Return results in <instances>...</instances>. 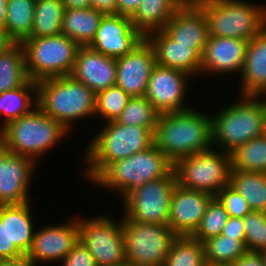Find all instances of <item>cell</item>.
<instances>
[{
	"mask_svg": "<svg viewBox=\"0 0 266 266\" xmlns=\"http://www.w3.org/2000/svg\"><path fill=\"white\" fill-rule=\"evenodd\" d=\"M79 240L93 256L97 266L126 263L122 219L115 223L109 215L79 219Z\"/></svg>",
	"mask_w": 266,
	"mask_h": 266,
	"instance_id": "12",
	"label": "cell"
},
{
	"mask_svg": "<svg viewBox=\"0 0 266 266\" xmlns=\"http://www.w3.org/2000/svg\"><path fill=\"white\" fill-rule=\"evenodd\" d=\"M16 42L9 36L5 29H0V54L11 49Z\"/></svg>",
	"mask_w": 266,
	"mask_h": 266,
	"instance_id": "46",
	"label": "cell"
},
{
	"mask_svg": "<svg viewBox=\"0 0 266 266\" xmlns=\"http://www.w3.org/2000/svg\"><path fill=\"white\" fill-rule=\"evenodd\" d=\"M60 122L38 106L0 129V145L6 150L36 161L69 133Z\"/></svg>",
	"mask_w": 266,
	"mask_h": 266,
	"instance_id": "4",
	"label": "cell"
},
{
	"mask_svg": "<svg viewBox=\"0 0 266 266\" xmlns=\"http://www.w3.org/2000/svg\"><path fill=\"white\" fill-rule=\"evenodd\" d=\"M241 95L212 116V145L231 153L239 145L266 133V97ZM259 98V99H258Z\"/></svg>",
	"mask_w": 266,
	"mask_h": 266,
	"instance_id": "3",
	"label": "cell"
},
{
	"mask_svg": "<svg viewBox=\"0 0 266 266\" xmlns=\"http://www.w3.org/2000/svg\"><path fill=\"white\" fill-rule=\"evenodd\" d=\"M215 197L224 206L229 217L243 218L252 211L248 201L230 185L224 186Z\"/></svg>",
	"mask_w": 266,
	"mask_h": 266,
	"instance_id": "39",
	"label": "cell"
},
{
	"mask_svg": "<svg viewBox=\"0 0 266 266\" xmlns=\"http://www.w3.org/2000/svg\"><path fill=\"white\" fill-rule=\"evenodd\" d=\"M22 45L25 51L28 79L35 82L71 75L80 47L62 33L28 38Z\"/></svg>",
	"mask_w": 266,
	"mask_h": 266,
	"instance_id": "8",
	"label": "cell"
},
{
	"mask_svg": "<svg viewBox=\"0 0 266 266\" xmlns=\"http://www.w3.org/2000/svg\"><path fill=\"white\" fill-rule=\"evenodd\" d=\"M173 162L153 144L148 149L109 164L92 182L117 190L122 199L148 181L166 176Z\"/></svg>",
	"mask_w": 266,
	"mask_h": 266,
	"instance_id": "6",
	"label": "cell"
},
{
	"mask_svg": "<svg viewBox=\"0 0 266 266\" xmlns=\"http://www.w3.org/2000/svg\"><path fill=\"white\" fill-rule=\"evenodd\" d=\"M130 98L131 96L117 85L96 93L95 116H100L106 122L116 121Z\"/></svg>",
	"mask_w": 266,
	"mask_h": 266,
	"instance_id": "36",
	"label": "cell"
},
{
	"mask_svg": "<svg viewBox=\"0 0 266 266\" xmlns=\"http://www.w3.org/2000/svg\"><path fill=\"white\" fill-rule=\"evenodd\" d=\"M0 266H32L26 255L16 258L0 259Z\"/></svg>",
	"mask_w": 266,
	"mask_h": 266,
	"instance_id": "47",
	"label": "cell"
},
{
	"mask_svg": "<svg viewBox=\"0 0 266 266\" xmlns=\"http://www.w3.org/2000/svg\"><path fill=\"white\" fill-rule=\"evenodd\" d=\"M233 266H266L262 252L246 251Z\"/></svg>",
	"mask_w": 266,
	"mask_h": 266,
	"instance_id": "43",
	"label": "cell"
},
{
	"mask_svg": "<svg viewBox=\"0 0 266 266\" xmlns=\"http://www.w3.org/2000/svg\"><path fill=\"white\" fill-rule=\"evenodd\" d=\"M79 241V219L62 225L40 228L34 233L30 251L26 257L32 264L62 261ZM38 261V262H37Z\"/></svg>",
	"mask_w": 266,
	"mask_h": 266,
	"instance_id": "16",
	"label": "cell"
},
{
	"mask_svg": "<svg viewBox=\"0 0 266 266\" xmlns=\"http://www.w3.org/2000/svg\"><path fill=\"white\" fill-rule=\"evenodd\" d=\"M65 7L61 0H38L29 38L61 34Z\"/></svg>",
	"mask_w": 266,
	"mask_h": 266,
	"instance_id": "31",
	"label": "cell"
},
{
	"mask_svg": "<svg viewBox=\"0 0 266 266\" xmlns=\"http://www.w3.org/2000/svg\"><path fill=\"white\" fill-rule=\"evenodd\" d=\"M121 266H135V265L125 263V264H123V265H121Z\"/></svg>",
	"mask_w": 266,
	"mask_h": 266,
	"instance_id": "52",
	"label": "cell"
},
{
	"mask_svg": "<svg viewBox=\"0 0 266 266\" xmlns=\"http://www.w3.org/2000/svg\"><path fill=\"white\" fill-rule=\"evenodd\" d=\"M36 162L12 153L0 145V205L29 202V186Z\"/></svg>",
	"mask_w": 266,
	"mask_h": 266,
	"instance_id": "15",
	"label": "cell"
},
{
	"mask_svg": "<svg viewBox=\"0 0 266 266\" xmlns=\"http://www.w3.org/2000/svg\"><path fill=\"white\" fill-rule=\"evenodd\" d=\"M24 254L9 242L8 228L6 224V205H0V259L16 258Z\"/></svg>",
	"mask_w": 266,
	"mask_h": 266,
	"instance_id": "40",
	"label": "cell"
},
{
	"mask_svg": "<svg viewBox=\"0 0 266 266\" xmlns=\"http://www.w3.org/2000/svg\"><path fill=\"white\" fill-rule=\"evenodd\" d=\"M209 36L251 40L266 28V6L245 0H204Z\"/></svg>",
	"mask_w": 266,
	"mask_h": 266,
	"instance_id": "7",
	"label": "cell"
},
{
	"mask_svg": "<svg viewBox=\"0 0 266 266\" xmlns=\"http://www.w3.org/2000/svg\"><path fill=\"white\" fill-rule=\"evenodd\" d=\"M247 251H266V213L251 211L243 217Z\"/></svg>",
	"mask_w": 266,
	"mask_h": 266,
	"instance_id": "38",
	"label": "cell"
},
{
	"mask_svg": "<svg viewBox=\"0 0 266 266\" xmlns=\"http://www.w3.org/2000/svg\"><path fill=\"white\" fill-rule=\"evenodd\" d=\"M182 5L180 0H142L130 18L133 26L145 37L152 31L163 30Z\"/></svg>",
	"mask_w": 266,
	"mask_h": 266,
	"instance_id": "24",
	"label": "cell"
},
{
	"mask_svg": "<svg viewBox=\"0 0 266 266\" xmlns=\"http://www.w3.org/2000/svg\"><path fill=\"white\" fill-rule=\"evenodd\" d=\"M193 76L156 64L148 81L145 98L160 113L179 112L190 109L184 105L188 79Z\"/></svg>",
	"mask_w": 266,
	"mask_h": 266,
	"instance_id": "13",
	"label": "cell"
},
{
	"mask_svg": "<svg viewBox=\"0 0 266 266\" xmlns=\"http://www.w3.org/2000/svg\"><path fill=\"white\" fill-rule=\"evenodd\" d=\"M116 72V58L80 46L71 76L96 94L116 85Z\"/></svg>",
	"mask_w": 266,
	"mask_h": 266,
	"instance_id": "19",
	"label": "cell"
},
{
	"mask_svg": "<svg viewBox=\"0 0 266 266\" xmlns=\"http://www.w3.org/2000/svg\"><path fill=\"white\" fill-rule=\"evenodd\" d=\"M163 266H207L203 243L192 236H177Z\"/></svg>",
	"mask_w": 266,
	"mask_h": 266,
	"instance_id": "34",
	"label": "cell"
},
{
	"mask_svg": "<svg viewBox=\"0 0 266 266\" xmlns=\"http://www.w3.org/2000/svg\"><path fill=\"white\" fill-rule=\"evenodd\" d=\"M65 9H85L92 7L91 0H61Z\"/></svg>",
	"mask_w": 266,
	"mask_h": 266,
	"instance_id": "48",
	"label": "cell"
},
{
	"mask_svg": "<svg viewBox=\"0 0 266 266\" xmlns=\"http://www.w3.org/2000/svg\"><path fill=\"white\" fill-rule=\"evenodd\" d=\"M176 178L173 169L164 177L148 181L123 198L125 220L168 225L170 200Z\"/></svg>",
	"mask_w": 266,
	"mask_h": 266,
	"instance_id": "11",
	"label": "cell"
},
{
	"mask_svg": "<svg viewBox=\"0 0 266 266\" xmlns=\"http://www.w3.org/2000/svg\"><path fill=\"white\" fill-rule=\"evenodd\" d=\"M29 202L19 205H6V224L9 242L24 254L30 251L34 238V225Z\"/></svg>",
	"mask_w": 266,
	"mask_h": 266,
	"instance_id": "26",
	"label": "cell"
},
{
	"mask_svg": "<svg viewBox=\"0 0 266 266\" xmlns=\"http://www.w3.org/2000/svg\"><path fill=\"white\" fill-rule=\"evenodd\" d=\"M7 0H0V29L5 28Z\"/></svg>",
	"mask_w": 266,
	"mask_h": 266,
	"instance_id": "49",
	"label": "cell"
},
{
	"mask_svg": "<svg viewBox=\"0 0 266 266\" xmlns=\"http://www.w3.org/2000/svg\"><path fill=\"white\" fill-rule=\"evenodd\" d=\"M62 266H97L93 256L79 240L61 261Z\"/></svg>",
	"mask_w": 266,
	"mask_h": 266,
	"instance_id": "41",
	"label": "cell"
},
{
	"mask_svg": "<svg viewBox=\"0 0 266 266\" xmlns=\"http://www.w3.org/2000/svg\"><path fill=\"white\" fill-rule=\"evenodd\" d=\"M36 106L37 82L30 79L21 87L0 93V114H4L2 127L8 122L28 114Z\"/></svg>",
	"mask_w": 266,
	"mask_h": 266,
	"instance_id": "27",
	"label": "cell"
},
{
	"mask_svg": "<svg viewBox=\"0 0 266 266\" xmlns=\"http://www.w3.org/2000/svg\"><path fill=\"white\" fill-rule=\"evenodd\" d=\"M228 218L229 215L224 206L214 197L208 204L206 213L192 237L203 243L209 238L221 235Z\"/></svg>",
	"mask_w": 266,
	"mask_h": 266,
	"instance_id": "37",
	"label": "cell"
},
{
	"mask_svg": "<svg viewBox=\"0 0 266 266\" xmlns=\"http://www.w3.org/2000/svg\"><path fill=\"white\" fill-rule=\"evenodd\" d=\"M213 198L209 193L176 185L170 200L168 225L177 236H192Z\"/></svg>",
	"mask_w": 266,
	"mask_h": 266,
	"instance_id": "18",
	"label": "cell"
},
{
	"mask_svg": "<svg viewBox=\"0 0 266 266\" xmlns=\"http://www.w3.org/2000/svg\"><path fill=\"white\" fill-rule=\"evenodd\" d=\"M28 80L22 43L0 54V93L21 87Z\"/></svg>",
	"mask_w": 266,
	"mask_h": 266,
	"instance_id": "30",
	"label": "cell"
},
{
	"mask_svg": "<svg viewBox=\"0 0 266 266\" xmlns=\"http://www.w3.org/2000/svg\"><path fill=\"white\" fill-rule=\"evenodd\" d=\"M241 75L240 96H266V28L248 41Z\"/></svg>",
	"mask_w": 266,
	"mask_h": 266,
	"instance_id": "23",
	"label": "cell"
},
{
	"mask_svg": "<svg viewBox=\"0 0 266 266\" xmlns=\"http://www.w3.org/2000/svg\"><path fill=\"white\" fill-rule=\"evenodd\" d=\"M35 4L34 0H7L4 29L16 43H23L31 34Z\"/></svg>",
	"mask_w": 266,
	"mask_h": 266,
	"instance_id": "29",
	"label": "cell"
},
{
	"mask_svg": "<svg viewBox=\"0 0 266 266\" xmlns=\"http://www.w3.org/2000/svg\"><path fill=\"white\" fill-rule=\"evenodd\" d=\"M144 39L129 16L104 14L88 47L105 56L118 58L130 53Z\"/></svg>",
	"mask_w": 266,
	"mask_h": 266,
	"instance_id": "14",
	"label": "cell"
},
{
	"mask_svg": "<svg viewBox=\"0 0 266 266\" xmlns=\"http://www.w3.org/2000/svg\"><path fill=\"white\" fill-rule=\"evenodd\" d=\"M262 254H263L265 262H266V251L262 252Z\"/></svg>",
	"mask_w": 266,
	"mask_h": 266,
	"instance_id": "53",
	"label": "cell"
},
{
	"mask_svg": "<svg viewBox=\"0 0 266 266\" xmlns=\"http://www.w3.org/2000/svg\"><path fill=\"white\" fill-rule=\"evenodd\" d=\"M154 144L172 162L212 148V117L187 109L159 115Z\"/></svg>",
	"mask_w": 266,
	"mask_h": 266,
	"instance_id": "1",
	"label": "cell"
},
{
	"mask_svg": "<svg viewBox=\"0 0 266 266\" xmlns=\"http://www.w3.org/2000/svg\"><path fill=\"white\" fill-rule=\"evenodd\" d=\"M126 263L135 266H163L173 240L169 225L138 223L122 218Z\"/></svg>",
	"mask_w": 266,
	"mask_h": 266,
	"instance_id": "10",
	"label": "cell"
},
{
	"mask_svg": "<svg viewBox=\"0 0 266 266\" xmlns=\"http://www.w3.org/2000/svg\"><path fill=\"white\" fill-rule=\"evenodd\" d=\"M207 265H233L246 251L245 240L218 235L203 242Z\"/></svg>",
	"mask_w": 266,
	"mask_h": 266,
	"instance_id": "33",
	"label": "cell"
},
{
	"mask_svg": "<svg viewBox=\"0 0 266 266\" xmlns=\"http://www.w3.org/2000/svg\"><path fill=\"white\" fill-rule=\"evenodd\" d=\"M117 0H91L92 8L104 14H116Z\"/></svg>",
	"mask_w": 266,
	"mask_h": 266,
	"instance_id": "45",
	"label": "cell"
},
{
	"mask_svg": "<svg viewBox=\"0 0 266 266\" xmlns=\"http://www.w3.org/2000/svg\"><path fill=\"white\" fill-rule=\"evenodd\" d=\"M96 94L71 75L37 82V106L69 131L74 121L95 115Z\"/></svg>",
	"mask_w": 266,
	"mask_h": 266,
	"instance_id": "5",
	"label": "cell"
},
{
	"mask_svg": "<svg viewBox=\"0 0 266 266\" xmlns=\"http://www.w3.org/2000/svg\"><path fill=\"white\" fill-rule=\"evenodd\" d=\"M211 148L181 157L173 162L176 184L187 189L209 193L214 197L229 185L231 154Z\"/></svg>",
	"mask_w": 266,
	"mask_h": 266,
	"instance_id": "9",
	"label": "cell"
},
{
	"mask_svg": "<svg viewBox=\"0 0 266 266\" xmlns=\"http://www.w3.org/2000/svg\"><path fill=\"white\" fill-rule=\"evenodd\" d=\"M230 154L232 170L266 173V133L239 145Z\"/></svg>",
	"mask_w": 266,
	"mask_h": 266,
	"instance_id": "32",
	"label": "cell"
},
{
	"mask_svg": "<svg viewBox=\"0 0 266 266\" xmlns=\"http://www.w3.org/2000/svg\"><path fill=\"white\" fill-rule=\"evenodd\" d=\"M229 185L248 201L252 211L266 213V173L231 170Z\"/></svg>",
	"mask_w": 266,
	"mask_h": 266,
	"instance_id": "28",
	"label": "cell"
},
{
	"mask_svg": "<svg viewBox=\"0 0 266 266\" xmlns=\"http://www.w3.org/2000/svg\"><path fill=\"white\" fill-rule=\"evenodd\" d=\"M142 0H117L116 14L131 17L139 8Z\"/></svg>",
	"mask_w": 266,
	"mask_h": 266,
	"instance_id": "44",
	"label": "cell"
},
{
	"mask_svg": "<svg viewBox=\"0 0 266 266\" xmlns=\"http://www.w3.org/2000/svg\"><path fill=\"white\" fill-rule=\"evenodd\" d=\"M116 85L129 96H145L148 81L156 65L152 46L144 39L130 53L116 58Z\"/></svg>",
	"mask_w": 266,
	"mask_h": 266,
	"instance_id": "17",
	"label": "cell"
},
{
	"mask_svg": "<svg viewBox=\"0 0 266 266\" xmlns=\"http://www.w3.org/2000/svg\"><path fill=\"white\" fill-rule=\"evenodd\" d=\"M152 46L156 64L199 76L202 54L191 46L178 44L164 30H156L145 36Z\"/></svg>",
	"mask_w": 266,
	"mask_h": 266,
	"instance_id": "22",
	"label": "cell"
},
{
	"mask_svg": "<svg viewBox=\"0 0 266 266\" xmlns=\"http://www.w3.org/2000/svg\"><path fill=\"white\" fill-rule=\"evenodd\" d=\"M207 266H233V265H207Z\"/></svg>",
	"mask_w": 266,
	"mask_h": 266,
	"instance_id": "51",
	"label": "cell"
},
{
	"mask_svg": "<svg viewBox=\"0 0 266 266\" xmlns=\"http://www.w3.org/2000/svg\"><path fill=\"white\" fill-rule=\"evenodd\" d=\"M221 235L237 240H245L243 218L229 217Z\"/></svg>",
	"mask_w": 266,
	"mask_h": 266,
	"instance_id": "42",
	"label": "cell"
},
{
	"mask_svg": "<svg viewBox=\"0 0 266 266\" xmlns=\"http://www.w3.org/2000/svg\"><path fill=\"white\" fill-rule=\"evenodd\" d=\"M163 30L178 44L191 46L201 54L209 38L207 19L198 4H183Z\"/></svg>",
	"mask_w": 266,
	"mask_h": 266,
	"instance_id": "21",
	"label": "cell"
},
{
	"mask_svg": "<svg viewBox=\"0 0 266 266\" xmlns=\"http://www.w3.org/2000/svg\"><path fill=\"white\" fill-rule=\"evenodd\" d=\"M247 44L248 40L209 36L202 54L200 74L241 72Z\"/></svg>",
	"mask_w": 266,
	"mask_h": 266,
	"instance_id": "20",
	"label": "cell"
},
{
	"mask_svg": "<svg viewBox=\"0 0 266 266\" xmlns=\"http://www.w3.org/2000/svg\"><path fill=\"white\" fill-rule=\"evenodd\" d=\"M104 13L92 7L65 9L61 33L79 46H88L93 40Z\"/></svg>",
	"mask_w": 266,
	"mask_h": 266,
	"instance_id": "25",
	"label": "cell"
},
{
	"mask_svg": "<svg viewBox=\"0 0 266 266\" xmlns=\"http://www.w3.org/2000/svg\"><path fill=\"white\" fill-rule=\"evenodd\" d=\"M159 115L145 96L131 97L116 122L126 126L145 127L154 134Z\"/></svg>",
	"mask_w": 266,
	"mask_h": 266,
	"instance_id": "35",
	"label": "cell"
},
{
	"mask_svg": "<svg viewBox=\"0 0 266 266\" xmlns=\"http://www.w3.org/2000/svg\"><path fill=\"white\" fill-rule=\"evenodd\" d=\"M154 144V134L145 127L126 126L109 121L85 151L84 175L91 182L111 163L142 152Z\"/></svg>",
	"mask_w": 266,
	"mask_h": 266,
	"instance_id": "2",
	"label": "cell"
},
{
	"mask_svg": "<svg viewBox=\"0 0 266 266\" xmlns=\"http://www.w3.org/2000/svg\"><path fill=\"white\" fill-rule=\"evenodd\" d=\"M183 4H198L204 0H180Z\"/></svg>",
	"mask_w": 266,
	"mask_h": 266,
	"instance_id": "50",
	"label": "cell"
}]
</instances>
